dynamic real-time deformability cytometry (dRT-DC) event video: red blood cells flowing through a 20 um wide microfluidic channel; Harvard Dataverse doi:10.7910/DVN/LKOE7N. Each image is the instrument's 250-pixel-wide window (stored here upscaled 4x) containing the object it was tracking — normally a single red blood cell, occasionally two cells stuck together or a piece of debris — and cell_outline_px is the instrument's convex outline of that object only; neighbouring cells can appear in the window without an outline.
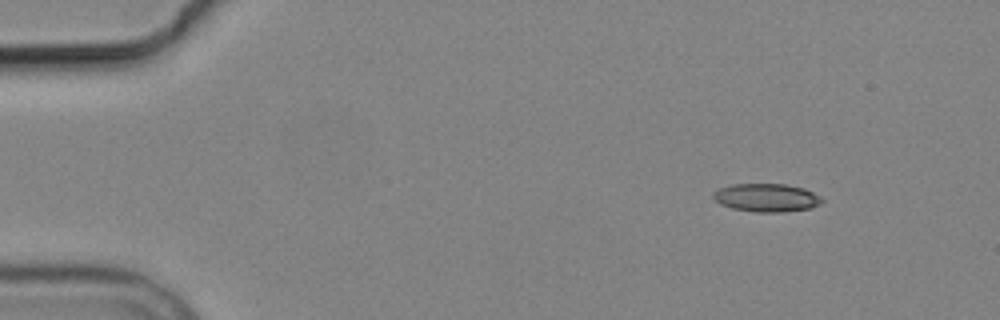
{"species": "common noctule bat (a hibernating species)", "species_latin": "Nyctalus noctula", "temperature_condition": "cold", "stored_images_in_passage": 5, "camera_frame_rate_fps": 3000, "um_per_image_px": 0.085, "animal": {"sex": "male", "body_mass_g": 19.2, "forearm_length_mm": 51.8}, "frame": {"image": 1, "passage_image": 1, "time_ms": 0.0, "image_size_px": [1000, 320], "cell_outline_px": [[824, 200], [820, 204], [812, 208], [784, 212], [756, 212], [732, 208], [720, 204], [712, 196], [712, 192], [720, 188], [732, 184], [784, 184], [804, 188], [820, 196]], "centroid_in_image_um": [65.16, 16.8], "position_along_channel_um": 19.8, "area_um2": 17.92}}
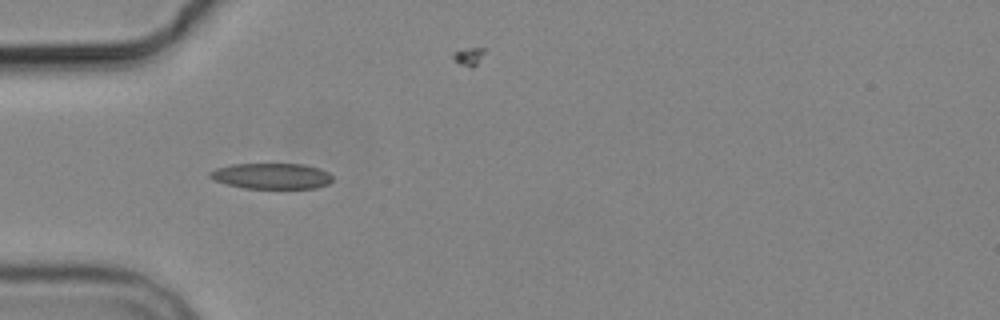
{"frame": {"image": 2, "passage_image": 4, "time_ms": 3.667, "image_size_px": [1000, 320], "cell_outline_px": [[332, 180], [328, 184], [316, 188], [244, 188], [212, 180], [208, 176], [208, 172], [216, 168], [232, 164], [304, 164], [320, 168], [328, 172], [332, 176]], "centroid_in_image_um": [23.07, 14.96], "position_along_channel_um": 61.9, "area_um2": 18.5}}